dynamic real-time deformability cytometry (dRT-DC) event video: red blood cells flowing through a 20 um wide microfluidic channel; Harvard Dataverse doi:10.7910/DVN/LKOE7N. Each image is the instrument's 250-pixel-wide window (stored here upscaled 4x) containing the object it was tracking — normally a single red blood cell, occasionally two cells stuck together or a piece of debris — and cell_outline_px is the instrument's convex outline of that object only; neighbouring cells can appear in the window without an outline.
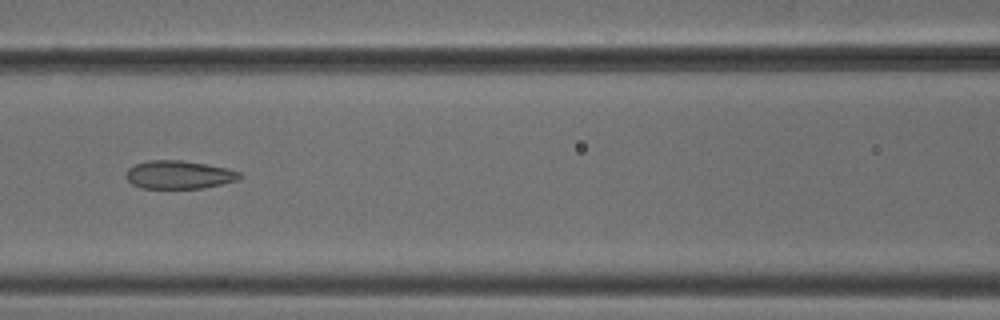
{"species": "common noctule bat (a hibernating species)", "species_latin": "Nyctalus noctula", "temperature_condition": "cold", "stored_images_in_passage": 6, "camera_frame_rate_fps": 3000, "um_per_image_px": 0.085, "animal": {"sex": "male", "body_mass_g": 18.8}, "frame": {"image": 1, "passage_image": 6, "time_ms": 1.667, "image_size_px": [1000, 320], "cell_outline_px": [[244, 176], [240, 180], [224, 184], [204, 188], [140, 188], [132, 184], [124, 176], [128, 168], [136, 164], [148, 160], [180, 160], [208, 164], [228, 168], [240, 172]], "centroid_in_image_um": [15.26, 14.85], "position_along_channel_um": 151.3, "area_um2": 19.02}}